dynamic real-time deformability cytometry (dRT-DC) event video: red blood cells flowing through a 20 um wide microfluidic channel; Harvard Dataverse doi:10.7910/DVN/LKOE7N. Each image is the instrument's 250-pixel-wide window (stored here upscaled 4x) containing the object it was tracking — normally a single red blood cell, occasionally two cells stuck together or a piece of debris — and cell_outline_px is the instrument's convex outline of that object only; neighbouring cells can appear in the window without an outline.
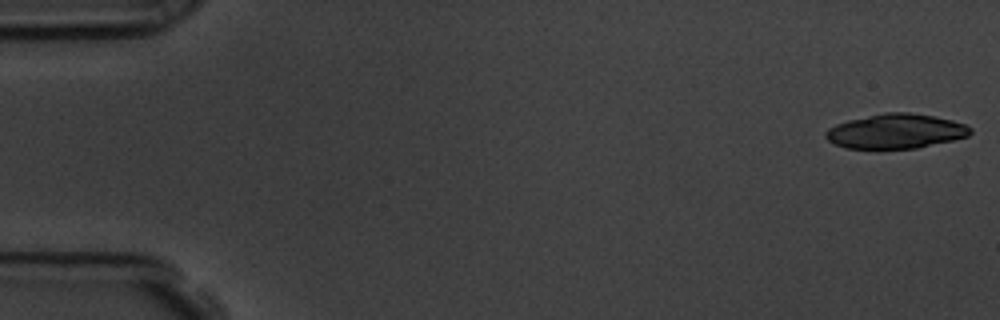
{"species": "common noctule bat (a hibernating species)", "species_latin": "Nyctalus noctula", "temperature_condition": "room temperature", "stored_images_in_passage": 20, "camera_frame_rate_fps": 3000, "um_per_image_px": 0.085, "animal": {"sex": "male", "body_mass_g": 19.5, "forearm_length_mm": 54.6}, "frame": {"image": 1, "passage_image": 1, "time_ms": 0.0, "image_size_px": [1000, 320], "cell_outline_px": [[972, 132], [968, 136], [952, 140], [916, 148], [844, 148], [828, 140], [824, 136], [824, 132], [828, 128], [836, 124], [848, 120], [884, 112], [908, 112], [932, 116], [952, 120], [964, 124], [972, 128]], "centroid_in_image_um": [76.12, 11.15], "position_along_channel_um": 8.9, "area_um2": 29.02}}